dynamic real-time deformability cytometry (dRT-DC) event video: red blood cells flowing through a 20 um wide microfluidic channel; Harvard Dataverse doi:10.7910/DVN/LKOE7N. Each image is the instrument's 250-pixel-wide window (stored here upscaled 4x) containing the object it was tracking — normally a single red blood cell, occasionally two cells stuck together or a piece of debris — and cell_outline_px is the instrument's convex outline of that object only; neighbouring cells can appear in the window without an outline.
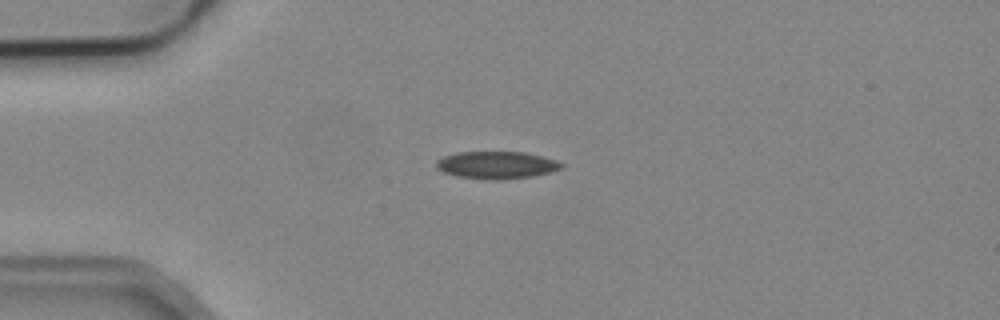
{"species": "common noctule bat (a hibernating species)", "species_latin": "Nyctalus noctula", "temperature_condition": "cold", "stored_images_in_passage": 5, "camera_frame_rate_fps": 3000, "um_per_image_px": 0.085, "animal": {"sex": "male", "body_mass_g": 19.2, "forearm_length_mm": 51.8}, "frame": {"image": 1, "passage_image": 1, "time_ms": 0.0, "image_size_px": [1000, 320], "cell_outline_px": [[564, 168], [552, 172], [532, 176], [504, 180], [488, 180], [456, 176], [444, 172], [436, 168], [436, 160], [444, 156], [456, 152], [524, 152], [556, 160], [564, 164]], "centroid_in_image_um": [42.22, 14.04], "position_along_channel_um": 42.8, "area_um2": 20.17}}